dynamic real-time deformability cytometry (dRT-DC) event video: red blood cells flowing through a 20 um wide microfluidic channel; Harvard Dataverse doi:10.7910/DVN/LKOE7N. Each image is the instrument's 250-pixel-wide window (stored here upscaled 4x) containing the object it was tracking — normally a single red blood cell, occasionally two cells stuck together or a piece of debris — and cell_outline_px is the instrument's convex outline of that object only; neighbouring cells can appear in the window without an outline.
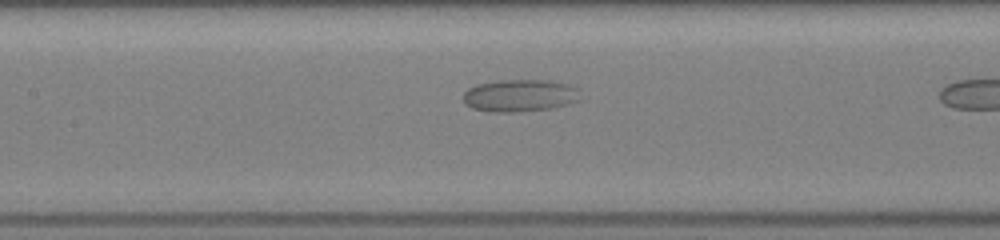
{"species": "common noctule bat (a hibernating species)", "species_latin": "Nyctalus noctula", "temperature_condition": "room temperature", "stored_images_in_passage": 9, "camera_frame_rate_fps": 3000, "um_per_image_px": 0.085, "animal": {"sex": "female", "body_mass_g": 19.5, "forearm_length_mm": 54.1}, "frame": {"image": 1, "passage_image": 8, "time_ms": 2.333, "image_size_px": [1000, 240], "cell_outline_px": [[580, 100], [568, 104], [548, 108], [512, 112], [492, 112], [472, 108], [464, 104], [464, 92], [468, 88], [476, 84], [500, 80], [548, 80], [564, 84], [576, 88]], "centroid_in_image_um": [44.12, 8.12], "position_along_channel_um": 163.3, "area_um2": 21.79}}